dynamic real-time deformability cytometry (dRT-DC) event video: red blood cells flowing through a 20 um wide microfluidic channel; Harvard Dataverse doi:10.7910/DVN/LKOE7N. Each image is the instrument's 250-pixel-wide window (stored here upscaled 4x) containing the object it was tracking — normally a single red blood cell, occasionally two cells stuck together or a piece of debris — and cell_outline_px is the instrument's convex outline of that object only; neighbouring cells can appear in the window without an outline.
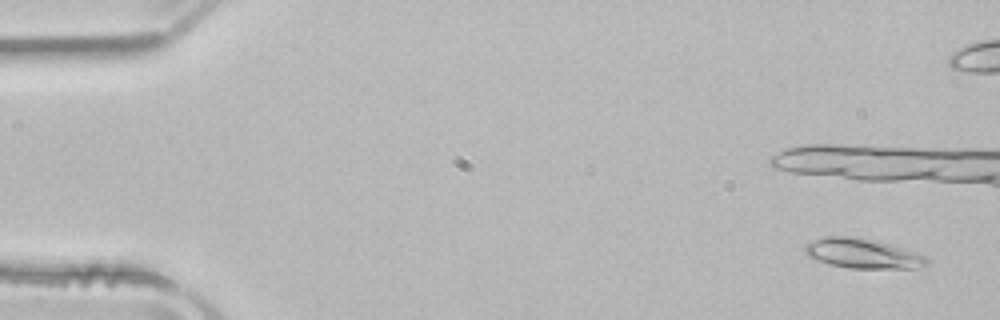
{"species": "common noctule bat (a hibernating species)", "species_latin": "Nyctalus noctula", "temperature_condition": "room temperature", "stored_images_in_passage": 16, "camera_frame_rate_fps": 3000, "um_per_image_px": 0.085, "animal": {"sex": "male", "body_mass_g": 21.5, "forearm_length_mm": 52.0}, "frame": {"image": 1, "passage_image": 3, "time_ms": 0.667, "image_size_px": [1000, 320], "cell_outline_px": [[928, 264], [924, 268], [848, 268], [828, 264], [808, 256], [804, 252], [804, 244], [824, 236], [844, 236], [872, 240], [888, 244], [916, 252], [924, 256], [928, 260]], "centroid_in_image_um": [73.3, 21.56], "position_along_channel_um": 11.7, "area_um2": 20.98}}